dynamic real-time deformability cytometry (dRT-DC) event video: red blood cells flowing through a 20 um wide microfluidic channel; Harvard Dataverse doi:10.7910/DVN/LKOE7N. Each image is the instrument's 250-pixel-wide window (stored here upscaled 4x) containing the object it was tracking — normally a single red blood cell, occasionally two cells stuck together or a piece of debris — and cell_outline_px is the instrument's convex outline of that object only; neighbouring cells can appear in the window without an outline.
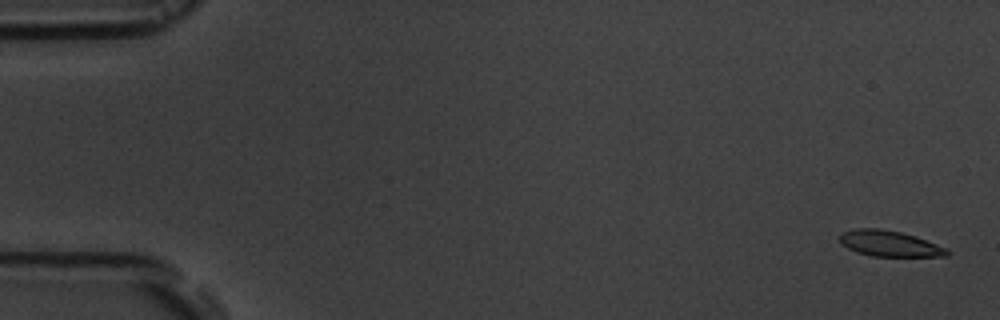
{"species": "common noctule bat (a hibernating species)", "species_latin": "Nyctalus noctula", "temperature_condition": "room temperature", "stored_images_in_passage": 8, "camera_frame_rate_fps": 3000, "um_per_image_px": 0.085, "animal": {"sex": "male", "body_mass_g": 19.5, "forearm_length_mm": 54.6}, "frame": {"image": 1, "passage_image": 1, "time_ms": 0.0, "image_size_px": [1000, 320], "cell_outline_px": [[952, 252], [948, 256], [872, 256], [856, 252], [840, 244], [840, 232], [856, 228], [880, 228], [900, 232], [916, 236], [948, 248]], "centroid_in_image_um": [75.62, 20.7], "position_along_channel_um": 9.4, "area_um2": 16.36}}
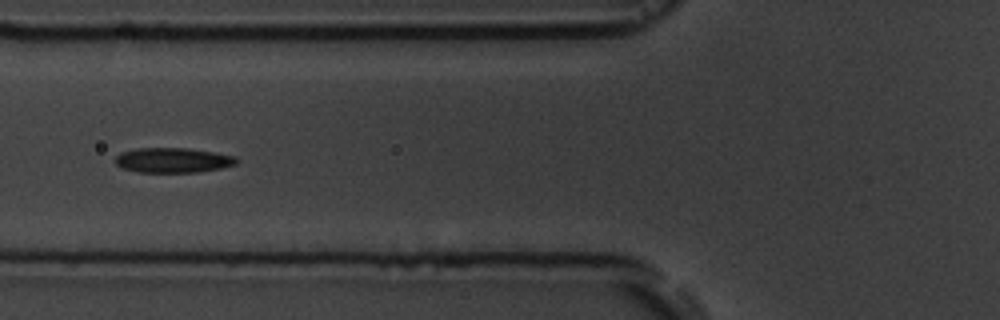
{"frame": {"image": 2, "passage_image": 7, "time_ms": 6.667, "image_size_px": [1000, 320], "cell_outline_px": [[236, 164], [220, 168], [196, 172], [140, 172], [124, 168], [116, 164], [116, 156], [120, 152], [136, 148], [188, 148], [236, 156]], "centroid_in_image_um": [14.68, 13.61], "position_along_channel_um": 111.1, "area_um2": 17.4}}
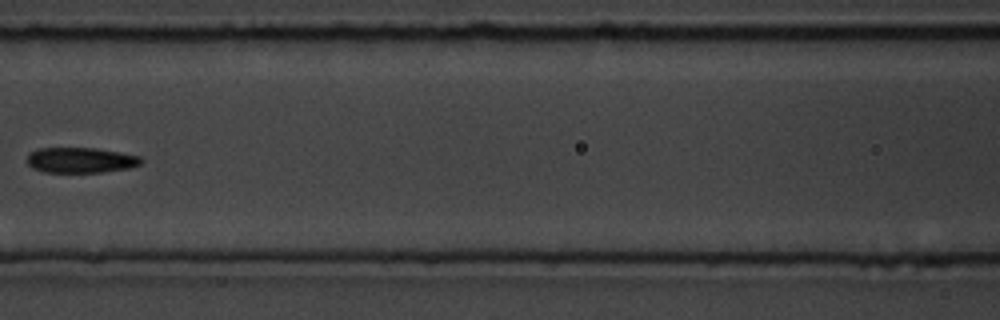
{"frame": {"image": 3, "passage_image": 8, "time_ms": 8.0, "image_size_px": [1000, 320], "cell_outline_px": [[144, 160], [140, 164], [128, 168], [104, 172], [44, 172], [32, 168], [28, 164], [28, 152], [36, 148], [96, 148], [120, 152], [140, 156]], "centroid_in_image_um": [6.85, 13.6], "position_along_channel_um": 159.8, "area_um2": 16.99}}